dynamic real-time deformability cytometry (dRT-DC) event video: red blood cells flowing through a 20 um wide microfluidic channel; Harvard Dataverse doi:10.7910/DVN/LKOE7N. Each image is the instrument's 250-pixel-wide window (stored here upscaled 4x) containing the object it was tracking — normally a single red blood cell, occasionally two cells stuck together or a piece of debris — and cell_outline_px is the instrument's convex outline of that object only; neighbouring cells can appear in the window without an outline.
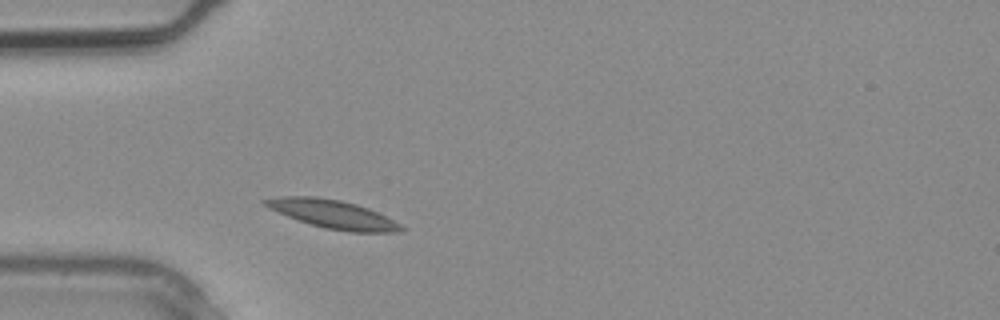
{"species": "common noctule bat (a hibernating species)", "species_latin": "Nyctalus noctula", "temperature_condition": "warm", "stored_images_in_passage": 2, "camera_frame_rate_fps": 3000, "um_per_image_px": 0.085, "animal": {"sex": "male", "body_mass_g": 20.4}, "frame": {"image": 1, "passage_image": 2, "time_ms": 0.333, "image_size_px": [1000, 320], "cell_outline_px": [[404, 228], [396, 232], [352, 232], [324, 228], [288, 216], [268, 208], [260, 204], [260, 200], [280, 196], [316, 196], [340, 200], [356, 204], [368, 208], [400, 224]], "centroid_in_image_um": [28.21, 18.18], "position_along_channel_um": 56.8, "area_um2": 22.25}}